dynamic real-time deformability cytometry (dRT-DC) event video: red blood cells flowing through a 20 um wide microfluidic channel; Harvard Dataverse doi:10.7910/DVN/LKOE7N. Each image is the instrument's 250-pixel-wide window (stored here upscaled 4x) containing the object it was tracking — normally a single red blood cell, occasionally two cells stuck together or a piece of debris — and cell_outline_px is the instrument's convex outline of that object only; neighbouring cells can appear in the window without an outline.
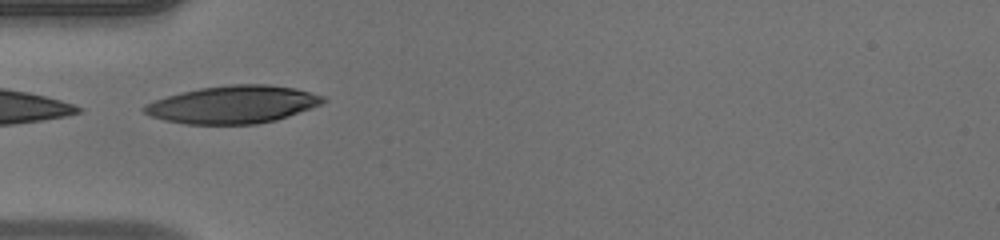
{"species": "human", "species_latin": "Homo sapiens", "temperature_condition": "warm", "stored_images_in_passage": 34, "camera_frame_rate_fps": 3000, "um_per_image_px": 0.085, "donor": {"sex": "male"}, "frame": {"image": 1, "passage_image": 1, "time_ms": 0.0, "image_size_px": [1000, 240], "cell_outline_px": [[328, 100], [324, 104], [276, 120], [256, 124], [184, 124], [164, 120], [152, 116], [144, 112], [140, 108], [144, 104], [152, 100], [180, 92], [200, 88], [232, 84], [268, 84], [296, 88], [324, 96]], "centroid_in_image_um": [19.81, 8.88], "position_along_channel_um": 65.2, "area_um2": 39.59}}
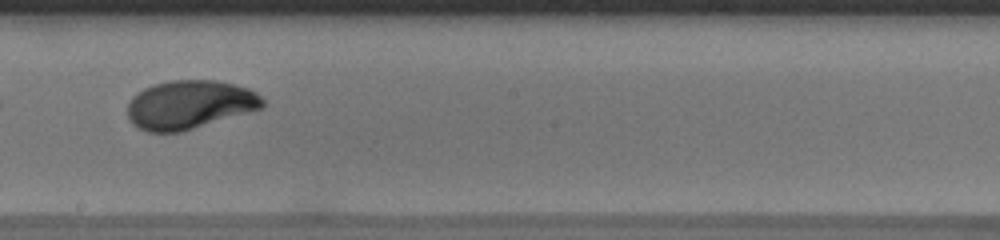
{"frame": {"image": 2, "passage_image": 13, "time_ms": 4.0, "image_size_px": [1000, 240], "cell_outline_px": [[264, 104], [260, 108], [180, 132], [148, 132], [132, 124], [128, 116], [128, 104], [132, 96], [144, 88], [152, 84], [172, 80], [216, 80], [248, 88], [256, 92], [264, 100]], "centroid_in_image_um": [16.07, 8.88], "position_along_channel_um": 232.1, "area_um2": 37.92}}
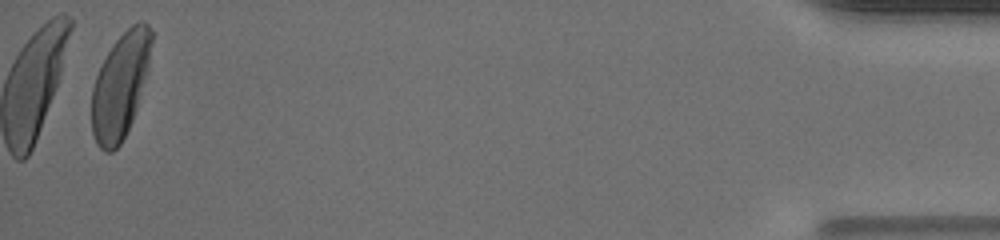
{"frame": {"image": 3, "passage_image": 33, "time_ms": 10.667, "image_size_px": [1000, 240], "cell_outline_px": [[152, 40], [148, 64], [136, 108], [132, 120], [120, 144], [112, 152], [104, 152], [96, 144], [92, 132], [92, 88], [96, 76], [112, 44], [132, 24], [140, 20], [144, 20], [148, 24], [152, 32]], "centroid_in_image_um": [10.21, 7.28], "position_along_channel_um": 425.0, "area_um2": 36.07}, "authors_computed_cell_mechanics": {"area_um2": 37.9457, "velocity_mm_per_s": 4.1902, "shape_relaxation_time_tau1_ms": 3.1524, "shape_relaxation_time_tau2_ms": null, "deformation_change_tau1": 0.1838, "deformation_change_tau2": null}}